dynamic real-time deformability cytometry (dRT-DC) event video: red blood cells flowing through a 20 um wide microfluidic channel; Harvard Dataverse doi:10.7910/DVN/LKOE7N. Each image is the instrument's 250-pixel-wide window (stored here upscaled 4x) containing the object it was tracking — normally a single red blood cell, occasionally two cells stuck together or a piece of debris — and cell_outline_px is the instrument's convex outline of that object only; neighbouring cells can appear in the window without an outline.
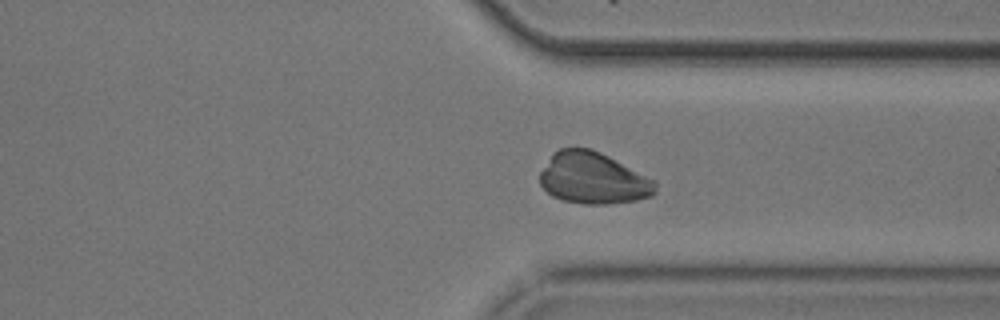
{"species": "common noctule bat (a hibernating species)", "species_latin": "Nyctalus noctula", "temperature_condition": "cold", "stored_images_in_passage": 53, "camera_frame_rate_fps": 3000, "um_per_image_px": 0.085, "animal": {"sex": "male", "body_mass_g": 20.5, "forearm_length_mm": 52.5}, "frame": {"image": 1, "passage_image": 40, "time_ms": 13.0, "image_size_px": [1000, 320], "cell_outline_px": [[656, 192], [652, 196], [636, 200], [608, 204], [584, 204], [564, 200], [552, 196], [540, 184], [540, 172], [552, 152], [560, 148], [592, 148], [656, 180]], "centroid_in_image_um": [50.42, 15.14], "position_along_channel_um": 361.0, "area_um2": 34.8}}
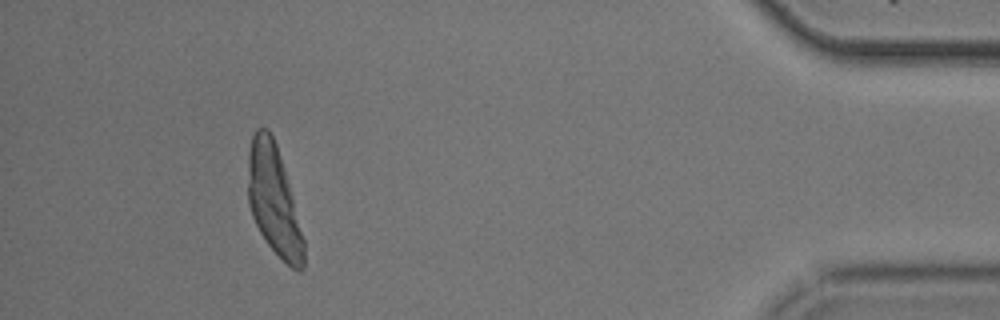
{"frame": {"image": 2, "passage_image": 49, "time_ms": 16.0, "image_size_px": [1000, 320], "cell_outline_px": [[304, 268], [300, 272], [292, 268], [268, 244], [260, 232], [252, 216], [248, 204], [248, 152], [252, 136], [256, 128], [268, 128], [276, 144], [280, 156], [292, 196], [304, 240]], "centroid_in_image_um": [23.25, 17.01], "position_along_channel_um": 411.9, "area_um2": 35.14}}